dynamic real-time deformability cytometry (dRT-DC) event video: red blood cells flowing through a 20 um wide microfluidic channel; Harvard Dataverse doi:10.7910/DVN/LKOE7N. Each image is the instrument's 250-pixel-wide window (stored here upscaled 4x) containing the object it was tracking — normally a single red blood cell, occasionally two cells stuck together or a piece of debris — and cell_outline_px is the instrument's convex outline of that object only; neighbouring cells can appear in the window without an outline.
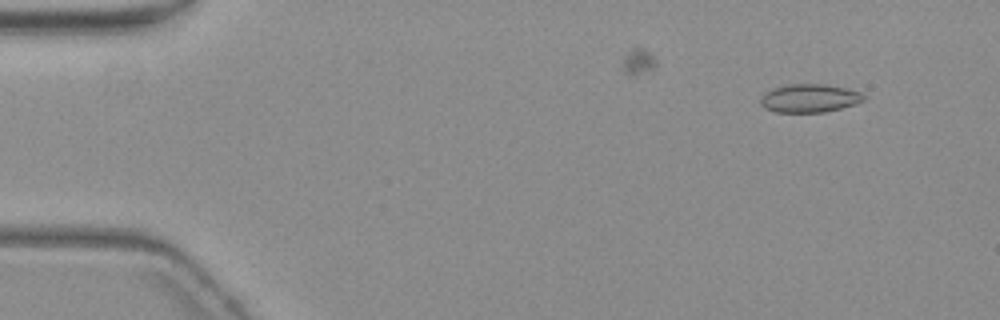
{"species": "common noctule bat (a hibernating species)", "species_latin": "Nyctalus noctula", "temperature_condition": "warm", "stored_images_in_passage": 5, "camera_frame_rate_fps": 3000, "um_per_image_px": 0.085, "animal": {"sex": "female", "body_mass_g": 19.3, "forearm_length_mm": 54.1}, "frame": {"image": 1, "passage_image": 1, "time_ms": 0.0, "image_size_px": [1000, 320], "cell_outline_px": [[868, 96], [864, 100], [856, 104], [824, 112], [776, 112], [764, 108], [760, 104], [760, 100], [764, 92], [772, 88], [788, 84], [820, 84], [844, 88], [860, 92]], "centroid_in_image_um": [68.79, 8.35], "position_along_channel_um": 16.2, "area_um2": 17.05}}
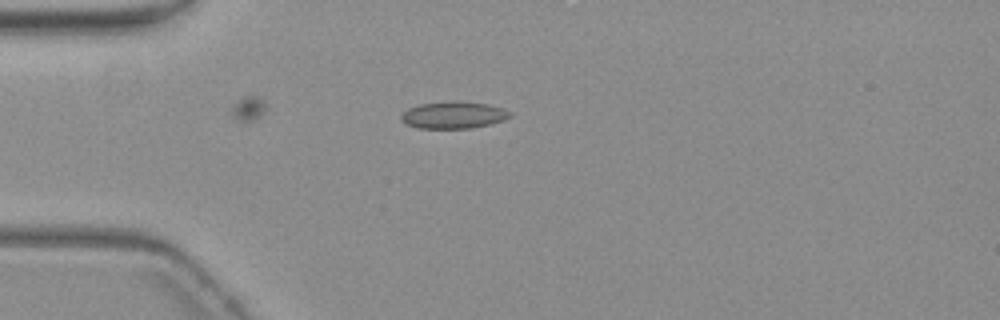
{"frame": {"image": 2, "passage_image": 4, "time_ms": 3.333, "image_size_px": [1000, 320], "cell_outline_px": [[512, 116], [504, 120], [472, 128], [416, 128], [400, 120], [400, 116], [408, 108], [420, 104], [456, 100], [484, 104], [500, 108], [512, 112]], "centroid_in_image_um": [38.52, 9.78], "position_along_channel_um": 46.5, "area_um2": 16.99}}
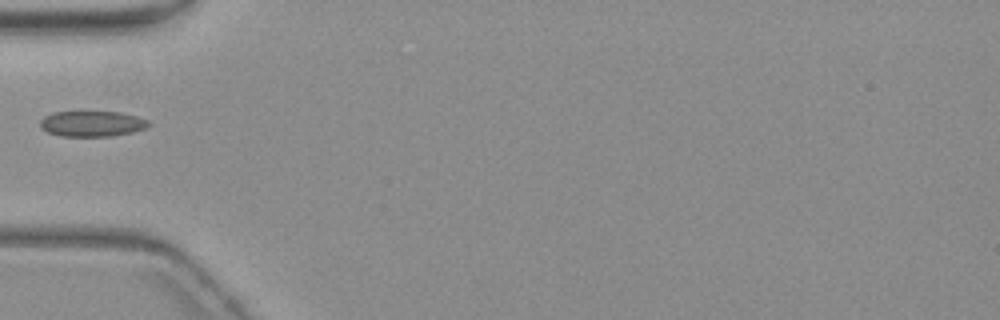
{"frame": {"image": 3, "passage_image": 5, "time_ms": 4.667, "image_size_px": [1000, 320], "cell_outline_px": [[152, 124], [144, 128], [132, 132], [112, 136], [60, 136], [48, 132], [40, 128], [40, 120], [44, 116], [52, 112], [120, 112], [136, 116], [148, 120]], "centroid_in_image_um": [7.8, 10.51], "position_along_channel_um": 77.2, "area_um2": 16.18}}